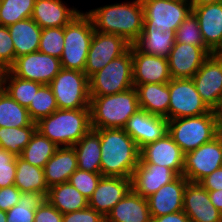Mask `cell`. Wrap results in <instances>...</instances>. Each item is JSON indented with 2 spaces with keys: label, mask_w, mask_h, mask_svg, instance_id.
<instances>
[{
  "label": "cell",
  "mask_w": 222,
  "mask_h": 222,
  "mask_svg": "<svg viewBox=\"0 0 222 222\" xmlns=\"http://www.w3.org/2000/svg\"><path fill=\"white\" fill-rule=\"evenodd\" d=\"M221 132V113L210 110L200 116L168 120V134L188 153L211 141Z\"/></svg>",
  "instance_id": "5"
},
{
  "label": "cell",
  "mask_w": 222,
  "mask_h": 222,
  "mask_svg": "<svg viewBox=\"0 0 222 222\" xmlns=\"http://www.w3.org/2000/svg\"><path fill=\"white\" fill-rule=\"evenodd\" d=\"M34 222H63V214L46 199L35 210Z\"/></svg>",
  "instance_id": "46"
},
{
  "label": "cell",
  "mask_w": 222,
  "mask_h": 222,
  "mask_svg": "<svg viewBox=\"0 0 222 222\" xmlns=\"http://www.w3.org/2000/svg\"><path fill=\"white\" fill-rule=\"evenodd\" d=\"M222 2V0H189L191 8Z\"/></svg>",
  "instance_id": "51"
},
{
  "label": "cell",
  "mask_w": 222,
  "mask_h": 222,
  "mask_svg": "<svg viewBox=\"0 0 222 222\" xmlns=\"http://www.w3.org/2000/svg\"><path fill=\"white\" fill-rule=\"evenodd\" d=\"M133 84L168 83V58L146 54L132 45Z\"/></svg>",
  "instance_id": "20"
},
{
  "label": "cell",
  "mask_w": 222,
  "mask_h": 222,
  "mask_svg": "<svg viewBox=\"0 0 222 222\" xmlns=\"http://www.w3.org/2000/svg\"><path fill=\"white\" fill-rule=\"evenodd\" d=\"M108 222H151L147 199L132 189L112 208Z\"/></svg>",
  "instance_id": "25"
},
{
  "label": "cell",
  "mask_w": 222,
  "mask_h": 222,
  "mask_svg": "<svg viewBox=\"0 0 222 222\" xmlns=\"http://www.w3.org/2000/svg\"><path fill=\"white\" fill-rule=\"evenodd\" d=\"M144 10L142 31L175 32L192 12L189 1L141 0Z\"/></svg>",
  "instance_id": "9"
},
{
  "label": "cell",
  "mask_w": 222,
  "mask_h": 222,
  "mask_svg": "<svg viewBox=\"0 0 222 222\" xmlns=\"http://www.w3.org/2000/svg\"><path fill=\"white\" fill-rule=\"evenodd\" d=\"M16 156L0 147V188L14 185Z\"/></svg>",
  "instance_id": "43"
},
{
  "label": "cell",
  "mask_w": 222,
  "mask_h": 222,
  "mask_svg": "<svg viewBox=\"0 0 222 222\" xmlns=\"http://www.w3.org/2000/svg\"><path fill=\"white\" fill-rule=\"evenodd\" d=\"M123 129L141 149L168 133V120L140 108L128 119Z\"/></svg>",
  "instance_id": "15"
},
{
  "label": "cell",
  "mask_w": 222,
  "mask_h": 222,
  "mask_svg": "<svg viewBox=\"0 0 222 222\" xmlns=\"http://www.w3.org/2000/svg\"><path fill=\"white\" fill-rule=\"evenodd\" d=\"M86 13L92 19L95 31L121 36L131 45L142 34L144 10L141 0L104 5Z\"/></svg>",
  "instance_id": "1"
},
{
  "label": "cell",
  "mask_w": 222,
  "mask_h": 222,
  "mask_svg": "<svg viewBox=\"0 0 222 222\" xmlns=\"http://www.w3.org/2000/svg\"><path fill=\"white\" fill-rule=\"evenodd\" d=\"M192 12L198 19L205 45L218 53L222 48V2L195 7Z\"/></svg>",
  "instance_id": "23"
},
{
  "label": "cell",
  "mask_w": 222,
  "mask_h": 222,
  "mask_svg": "<svg viewBox=\"0 0 222 222\" xmlns=\"http://www.w3.org/2000/svg\"><path fill=\"white\" fill-rule=\"evenodd\" d=\"M175 42L208 48L203 41L198 19L193 12L175 31Z\"/></svg>",
  "instance_id": "40"
},
{
  "label": "cell",
  "mask_w": 222,
  "mask_h": 222,
  "mask_svg": "<svg viewBox=\"0 0 222 222\" xmlns=\"http://www.w3.org/2000/svg\"><path fill=\"white\" fill-rule=\"evenodd\" d=\"M134 87L132 45L89 78L90 96H106Z\"/></svg>",
  "instance_id": "7"
},
{
  "label": "cell",
  "mask_w": 222,
  "mask_h": 222,
  "mask_svg": "<svg viewBox=\"0 0 222 222\" xmlns=\"http://www.w3.org/2000/svg\"><path fill=\"white\" fill-rule=\"evenodd\" d=\"M218 54H219L220 56H222V48H221V50L218 52Z\"/></svg>",
  "instance_id": "54"
},
{
  "label": "cell",
  "mask_w": 222,
  "mask_h": 222,
  "mask_svg": "<svg viewBox=\"0 0 222 222\" xmlns=\"http://www.w3.org/2000/svg\"><path fill=\"white\" fill-rule=\"evenodd\" d=\"M33 122L27 108L12 99L6 91L0 93V127H25Z\"/></svg>",
  "instance_id": "34"
},
{
  "label": "cell",
  "mask_w": 222,
  "mask_h": 222,
  "mask_svg": "<svg viewBox=\"0 0 222 222\" xmlns=\"http://www.w3.org/2000/svg\"><path fill=\"white\" fill-rule=\"evenodd\" d=\"M78 168L91 173H101L100 135L93 129L74 146Z\"/></svg>",
  "instance_id": "29"
},
{
  "label": "cell",
  "mask_w": 222,
  "mask_h": 222,
  "mask_svg": "<svg viewBox=\"0 0 222 222\" xmlns=\"http://www.w3.org/2000/svg\"><path fill=\"white\" fill-rule=\"evenodd\" d=\"M183 212L190 222H222V213L211 203L208 191L199 183H187L183 198Z\"/></svg>",
  "instance_id": "21"
},
{
  "label": "cell",
  "mask_w": 222,
  "mask_h": 222,
  "mask_svg": "<svg viewBox=\"0 0 222 222\" xmlns=\"http://www.w3.org/2000/svg\"><path fill=\"white\" fill-rule=\"evenodd\" d=\"M131 189V178L102 176L88 200V206L106 218Z\"/></svg>",
  "instance_id": "19"
},
{
  "label": "cell",
  "mask_w": 222,
  "mask_h": 222,
  "mask_svg": "<svg viewBox=\"0 0 222 222\" xmlns=\"http://www.w3.org/2000/svg\"><path fill=\"white\" fill-rule=\"evenodd\" d=\"M176 177L177 175L170 168L145 163L140 158L131 177V188L135 193L147 199Z\"/></svg>",
  "instance_id": "17"
},
{
  "label": "cell",
  "mask_w": 222,
  "mask_h": 222,
  "mask_svg": "<svg viewBox=\"0 0 222 222\" xmlns=\"http://www.w3.org/2000/svg\"><path fill=\"white\" fill-rule=\"evenodd\" d=\"M103 220L105 217L89 206L79 211L63 214V222H102Z\"/></svg>",
  "instance_id": "45"
},
{
  "label": "cell",
  "mask_w": 222,
  "mask_h": 222,
  "mask_svg": "<svg viewBox=\"0 0 222 222\" xmlns=\"http://www.w3.org/2000/svg\"><path fill=\"white\" fill-rule=\"evenodd\" d=\"M78 169L77 157L73 146L58 147L44 167L45 181L48 188L68 182Z\"/></svg>",
  "instance_id": "26"
},
{
  "label": "cell",
  "mask_w": 222,
  "mask_h": 222,
  "mask_svg": "<svg viewBox=\"0 0 222 222\" xmlns=\"http://www.w3.org/2000/svg\"><path fill=\"white\" fill-rule=\"evenodd\" d=\"M36 130V122L25 127H0V147L20 156Z\"/></svg>",
  "instance_id": "35"
},
{
  "label": "cell",
  "mask_w": 222,
  "mask_h": 222,
  "mask_svg": "<svg viewBox=\"0 0 222 222\" xmlns=\"http://www.w3.org/2000/svg\"><path fill=\"white\" fill-rule=\"evenodd\" d=\"M8 69L0 63V93L4 91L5 77Z\"/></svg>",
  "instance_id": "52"
},
{
  "label": "cell",
  "mask_w": 222,
  "mask_h": 222,
  "mask_svg": "<svg viewBox=\"0 0 222 222\" xmlns=\"http://www.w3.org/2000/svg\"><path fill=\"white\" fill-rule=\"evenodd\" d=\"M168 87V120L200 116L210 111L197 92L192 78H172Z\"/></svg>",
  "instance_id": "10"
},
{
  "label": "cell",
  "mask_w": 222,
  "mask_h": 222,
  "mask_svg": "<svg viewBox=\"0 0 222 222\" xmlns=\"http://www.w3.org/2000/svg\"><path fill=\"white\" fill-rule=\"evenodd\" d=\"M100 135L102 176L131 178L140 149L124 129H95Z\"/></svg>",
  "instance_id": "2"
},
{
  "label": "cell",
  "mask_w": 222,
  "mask_h": 222,
  "mask_svg": "<svg viewBox=\"0 0 222 222\" xmlns=\"http://www.w3.org/2000/svg\"><path fill=\"white\" fill-rule=\"evenodd\" d=\"M15 62V50L8 27L0 25V63L9 69Z\"/></svg>",
  "instance_id": "44"
},
{
  "label": "cell",
  "mask_w": 222,
  "mask_h": 222,
  "mask_svg": "<svg viewBox=\"0 0 222 222\" xmlns=\"http://www.w3.org/2000/svg\"><path fill=\"white\" fill-rule=\"evenodd\" d=\"M48 85L58 109L89 108V78L85 72L62 68Z\"/></svg>",
  "instance_id": "8"
},
{
  "label": "cell",
  "mask_w": 222,
  "mask_h": 222,
  "mask_svg": "<svg viewBox=\"0 0 222 222\" xmlns=\"http://www.w3.org/2000/svg\"><path fill=\"white\" fill-rule=\"evenodd\" d=\"M27 109L31 119L36 123L58 109L54 93L49 85L43 84L38 89Z\"/></svg>",
  "instance_id": "39"
},
{
  "label": "cell",
  "mask_w": 222,
  "mask_h": 222,
  "mask_svg": "<svg viewBox=\"0 0 222 222\" xmlns=\"http://www.w3.org/2000/svg\"><path fill=\"white\" fill-rule=\"evenodd\" d=\"M140 158L145 163L170 168L177 176L183 175L184 153L168 133L163 138L142 147Z\"/></svg>",
  "instance_id": "18"
},
{
  "label": "cell",
  "mask_w": 222,
  "mask_h": 222,
  "mask_svg": "<svg viewBox=\"0 0 222 222\" xmlns=\"http://www.w3.org/2000/svg\"><path fill=\"white\" fill-rule=\"evenodd\" d=\"M62 69L59 58L40 51L16 58L9 70L17 77L48 85Z\"/></svg>",
  "instance_id": "14"
},
{
  "label": "cell",
  "mask_w": 222,
  "mask_h": 222,
  "mask_svg": "<svg viewBox=\"0 0 222 222\" xmlns=\"http://www.w3.org/2000/svg\"><path fill=\"white\" fill-rule=\"evenodd\" d=\"M42 85L36 81L19 78L8 69L5 77L4 91L20 105L28 108L36 92Z\"/></svg>",
  "instance_id": "36"
},
{
  "label": "cell",
  "mask_w": 222,
  "mask_h": 222,
  "mask_svg": "<svg viewBox=\"0 0 222 222\" xmlns=\"http://www.w3.org/2000/svg\"><path fill=\"white\" fill-rule=\"evenodd\" d=\"M62 0H36L32 19L43 28L64 27L81 10L70 7Z\"/></svg>",
  "instance_id": "24"
},
{
  "label": "cell",
  "mask_w": 222,
  "mask_h": 222,
  "mask_svg": "<svg viewBox=\"0 0 222 222\" xmlns=\"http://www.w3.org/2000/svg\"><path fill=\"white\" fill-rule=\"evenodd\" d=\"M91 129L90 108L57 109L37 122V130L58 147L74 146Z\"/></svg>",
  "instance_id": "3"
},
{
  "label": "cell",
  "mask_w": 222,
  "mask_h": 222,
  "mask_svg": "<svg viewBox=\"0 0 222 222\" xmlns=\"http://www.w3.org/2000/svg\"><path fill=\"white\" fill-rule=\"evenodd\" d=\"M130 45L121 36L94 31L84 69L87 77L90 78L110 61L124 54Z\"/></svg>",
  "instance_id": "13"
},
{
  "label": "cell",
  "mask_w": 222,
  "mask_h": 222,
  "mask_svg": "<svg viewBox=\"0 0 222 222\" xmlns=\"http://www.w3.org/2000/svg\"><path fill=\"white\" fill-rule=\"evenodd\" d=\"M58 146L43 136L38 130L22 150L20 157L29 164L44 169L47 161L54 155Z\"/></svg>",
  "instance_id": "33"
},
{
  "label": "cell",
  "mask_w": 222,
  "mask_h": 222,
  "mask_svg": "<svg viewBox=\"0 0 222 222\" xmlns=\"http://www.w3.org/2000/svg\"><path fill=\"white\" fill-rule=\"evenodd\" d=\"M151 222H190V219L183 211H180L160 217H154Z\"/></svg>",
  "instance_id": "49"
},
{
  "label": "cell",
  "mask_w": 222,
  "mask_h": 222,
  "mask_svg": "<svg viewBox=\"0 0 222 222\" xmlns=\"http://www.w3.org/2000/svg\"><path fill=\"white\" fill-rule=\"evenodd\" d=\"M139 107L150 114L165 117L168 120L170 93L168 83L134 84Z\"/></svg>",
  "instance_id": "27"
},
{
  "label": "cell",
  "mask_w": 222,
  "mask_h": 222,
  "mask_svg": "<svg viewBox=\"0 0 222 222\" xmlns=\"http://www.w3.org/2000/svg\"><path fill=\"white\" fill-rule=\"evenodd\" d=\"M101 177V173H91L78 168L70 176L68 182L89 200Z\"/></svg>",
  "instance_id": "42"
},
{
  "label": "cell",
  "mask_w": 222,
  "mask_h": 222,
  "mask_svg": "<svg viewBox=\"0 0 222 222\" xmlns=\"http://www.w3.org/2000/svg\"><path fill=\"white\" fill-rule=\"evenodd\" d=\"M46 199L62 214L88 207V199L69 182L50 187Z\"/></svg>",
  "instance_id": "30"
},
{
  "label": "cell",
  "mask_w": 222,
  "mask_h": 222,
  "mask_svg": "<svg viewBox=\"0 0 222 222\" xmlns=\"http://www.w3.org/2000/svg\"><path fill=\"white\" fill-rule=\"evenodd\" d=\"M14 185L21 192H39L47 196L49 191L45 181L44 169L29 164L20 156L16 157Z\"/></svg>",
  "instance_id": "31"
},
{
  "label": "cell",
  "mask_w": 222,
  "mask_h": 222,
  "mask_svg": "<svg viewBox=\"0 0 222 222\" xmlns=\"http://www.w3.org/2000/svg\"><path fill=\"white\" fill-rule=\"evenodd\" d=\"M189 181L178 175L173 181L162 186L147 198L151 218L183 211V198Z\"/></svg>",
  "instance_id": "22"
},
{
  "label": "cell",
  "mask_w": 222,
  "mask_h": 222,
  "mask_svg": "<svg viewBox=\"0 0 222 222\" xmlns=\"http://www.w3.org/2000/svg\"><path fill=\"white\" fill-rule=\"evenodd\" d=\"M45 200V194L39 192H22L18 204L6 212V222H34L35 210Z\"/></svg>",
  "instance_id": "37"
},
{
  "label": "cell",
  "mask_w": 222,
  "mask_h": 222,
  "mask_svg": "<svg viewBox=\"0 0 222 222\" xmlns=\"http://www.w3.org/2000/svg\"><path fill=\"white\" fill-rule=\"evenodd\" d=\"M94 31L92 19L83 10L64 26L63 69L84 72Z\"/></svg>",
  "instance_id": "6"
},
{
  "label": "cell",
  "mask_w": 222,
  "mask_h": 222,
  "mask_svg": "<svg viewBox=\"0 0 222 222\" xmlns=\"http://www.w3.org/2000/svg\"><path fill=\"white\" fill-rule=\"evenodd\" d=\"M91 127L95 129H123L128 119L140 109L137 91H126L106 96H90Z\"/></svg>",
  "instance_id": "4"
},
{
  "label": "cell",
  "mask_w": 222,
  "mask_h": 222,
  "mask_svg": "<svg viewBox=\"0 0 222 222\" xmlns=\"http://www.w3.org/2000/svg\"><path fill=\"white\" fill-rule=\"evenodd\" d=\"M21 193L15 185L0 188V210L7 212L18 204Z\"/></svg>",
  "instance_id": "47"
},
{
  "label": "cell",
  "mask_w": 222,
  "mask_h": 222,
  "mask_svg": "<svg viewBox=\"0 0 222 222\" xmlns=\"http://www.w3.org/2000/svg\"><path fill=\"white\" fill-rule=\"evenodd\" d=\"M221 133H222V113H221Z\"/></svg>",
  "instance_id": "55"
},
{
  "label": "cell",
  "mask_w": 222,
  "mask_h": 222,
  "mask_svg": "<svg viewBox=\"0 0 222 222\" xmlns=\"http://www.w3.org/2000/svg\"><path fill=\"white\" fill-rule=\"evenodd\" d=\"M208 195L211 203L215 206V208L222 213V189L208 191Z\"/></svg>",
  "instance_id": "50"
},
{
  "label": "cell",
  "mask_w": 222,
  "mask_h": 222,
  "mask_svg": "<svg viewBox=\"0 0 222 222\" xmlns=\"http://www.w3.org/2000/svg\"><path fill=\"white\" fill-rule=\"evenodd\" d=\"M207 191L222 189V167L214 170L198 182Z\"/></svg>",
  "instance_id": "48"
},
{
  "label": "cell",
  "mask_w": 222,
  "mask_h": 222,
  "mask_svg": "<svg viewBox=\"0 0 222 222\" xmlns=\"http://www.w3.org/2000/svg\"><path fill=\"white\" fill-rule=\"evenodd\" d=\"M7 213L5 211L0 210V222H6Z\"/></svg>",
  "instance_id": "53"
},
{
  "label": "cell",
  "mask_w": 222,
  "mask_h": 222,
  "mask_svg": "<svg viewBox=\"0 0 222 222\" xmlns=\"http://www.w3.org/2000/svg\"><path fill=\"white\" fill-rule=\"evenodd\" d=\"M8 30L14 44L15 60L38 51L42 28L32 18L9 25Z\"/></svg>",
  "instance_id": "28"
},
{
  "label": "cell",
  "mask_w": 222,
  "mask_h": 222,
  "mask_svg": "<svg viewBox=\"0 0 222 222\" xmlns=\"http://www.w3.org/2000/svg\"><path fill=\"white\" fill-rule=\"evenodd\" d=\"M174 43L175 32L173 31H142L134 45L146 54L168 58Z\"/></svg>",
  "instance_id": "32"
},
{
  "label": "cell",
  "mask_w": 222,
  "mask_h": 222,
  "mask_svg": "<svg viewBox=\"0 0 222 222\" xmlns=\"http://www.w3.org/2000/svg\"><path fill=\"white\" fill-rule=\"evenodd\" d=\"M64 48V27L43 28L38 51L61 58Z\"/></svg>",
  "instance_id": "41"
},
{
  "label": "cell",
  "mask_w": 222,
  "mask_h": 222,
  "mask_svg": "<svg viewBox=\"0 0 222 222\" xmlns=\"http://www.w3.org/2000/svg\"><path fill=\"white\" fill-rule=\"evenodd\" d=\"M192 80L206 106L222 113V56L218 53L211 54Z\"/></svg>",
  "instance_id": "12"
},
{
  "label": "cell",
  "mask_w": 222,
  "mask_h": 222,
  "mask_svg": "<svg viewBox=\"0 0 222 222\" xmlns=\"http://www.w3.org/2000/svg\"><path fill=\"white\" fill-rule=\"evenodd\" d=\"M36 0H0V25L8 27L31 18Z\"/></svg>",
  "instance_id": "38"
},
{
  "label": "cell",
  "mask_w": 222,
  "mask_h": 222,
  "mask_svg": "<svg viewBox=\"0 0 222 222\" xmlns=\"http://www.w3.org/2000/svg\"><path fill=\"white\" fill-rule=\"evenodd\" d=\"M211 54L209 48L175 42L168 56L171 78H192Z\"/></svg>",
  "instance_id": "16"
},
{
  "label": "cell",
  "mask_w": 222,
  "mask_h": 222,
  "mask_svg": "<svg viewBox=\"0 0 222 222\" xmlns=\"http://www.w3.org/2000/svg\"><path fill=\"white\" fill-rule=\"evenodd\" d=\"M222 167V133L196 150L184 154L183 176L189 182L201 179Z\"/></svg>",
  "instance_id": "11"
}]
</instances>
